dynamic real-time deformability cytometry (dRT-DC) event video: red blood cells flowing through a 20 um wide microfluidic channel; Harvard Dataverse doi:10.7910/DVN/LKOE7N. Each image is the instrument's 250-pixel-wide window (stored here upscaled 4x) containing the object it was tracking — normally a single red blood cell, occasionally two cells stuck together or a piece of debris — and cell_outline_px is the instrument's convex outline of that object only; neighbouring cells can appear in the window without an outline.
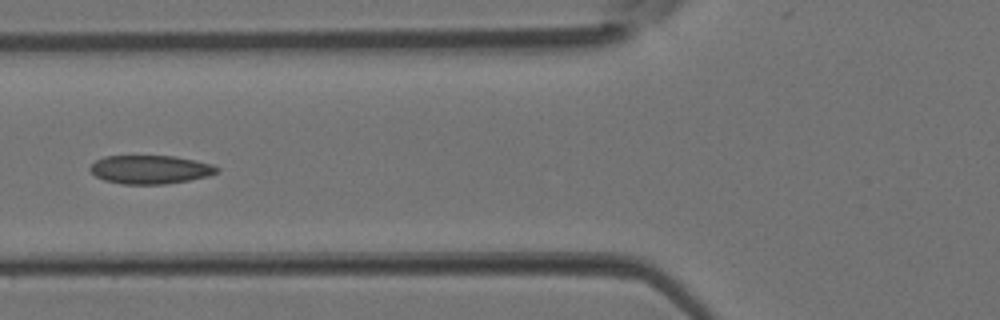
{"species": "Egyptian fruit bat (a non-hibernating species)", "species_latin": "Rousettus aegyptiacus", "temperature_condition": "room temperature", "stored_images_in_passage": 5, "camera_frame_rate_fps": 3000, "um_per_image_px": 0.085, "animal": {"sex": "female"}, "frame": {"image": 1, "passage_image": 5, "time_ms": 1.333, "image_size_px": [1000, 320], "cell_outline_px": [[220, 172], [208, 176], [188, 180], [164, 184], [124, 184], [104, 180], [96, 176], [88, 168], [96, 160], [104, 156], [172, 156], [196, 160], [212, 164], [220, 168]], "centroid_in_image_um": [12.79, 14.4], "position_along_channel_um": 113.0, "area_um2": 21.1}}